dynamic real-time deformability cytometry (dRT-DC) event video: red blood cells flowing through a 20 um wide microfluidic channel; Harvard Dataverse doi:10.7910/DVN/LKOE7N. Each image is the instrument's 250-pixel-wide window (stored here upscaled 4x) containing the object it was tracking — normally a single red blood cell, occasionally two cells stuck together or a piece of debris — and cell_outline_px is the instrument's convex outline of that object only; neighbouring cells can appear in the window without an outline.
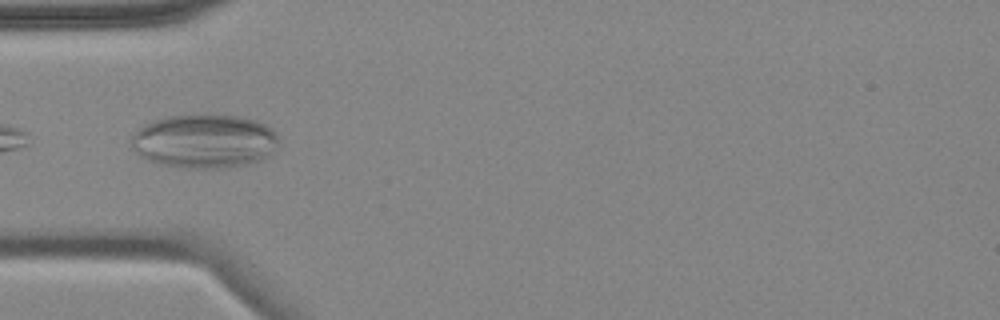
{"species": "common noctule bat (a hibernating species)", "species_latin": "Nyctalus noctula", "temperature_condition": "cold", "stored_images_in_passage": 8, "camera_frame_rate_fps": 3000, "um_per_image_px": 0.085, "animal": {"sex": "female", "body_mass_g": 18.4}, "frame": {"image": 1, "passage_image": 5, "time_ms": 4.667, "image_size_px": [1000, 320], "cell_outline_px": [[280, 140], [276, 148], [268, 156], [252, 164], [228, 168], [184, 168], [160, 164], [148, 160], [140, 156], [132, 148], [132, 136], [144, 124], [168, 116], [240, 116], [256, 120], [272, 128], [276, 132]], "centroid_in_image_um": [17.42, 12.03], "position_along_channel_um": 67.6, "area_um2": 46.3}}
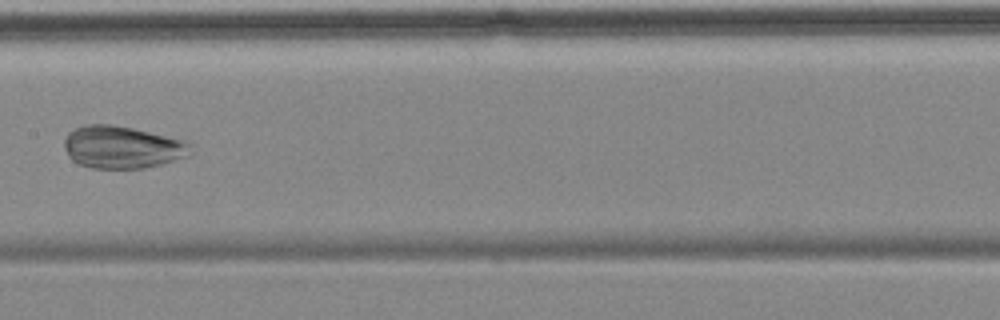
{"frame": {"image": 2, "passage_image": 8, "time_ms": 8.333, "image_size_px": [1000, 320], "cell_outline_px": [[192, 152], [188, 156], [160, 164], [144, 168], [92, 168], [80, 164], [72, 160], [68, 156], [64, 148], [64, 140], [68, 132], [84, 124], [112, 124], [132, 128], [180, 140], [188, 144]], "centroid_in_image_um": [10.31, 12.51], "position_along_channel_um": 197.1, "area_um2": 30.87}}